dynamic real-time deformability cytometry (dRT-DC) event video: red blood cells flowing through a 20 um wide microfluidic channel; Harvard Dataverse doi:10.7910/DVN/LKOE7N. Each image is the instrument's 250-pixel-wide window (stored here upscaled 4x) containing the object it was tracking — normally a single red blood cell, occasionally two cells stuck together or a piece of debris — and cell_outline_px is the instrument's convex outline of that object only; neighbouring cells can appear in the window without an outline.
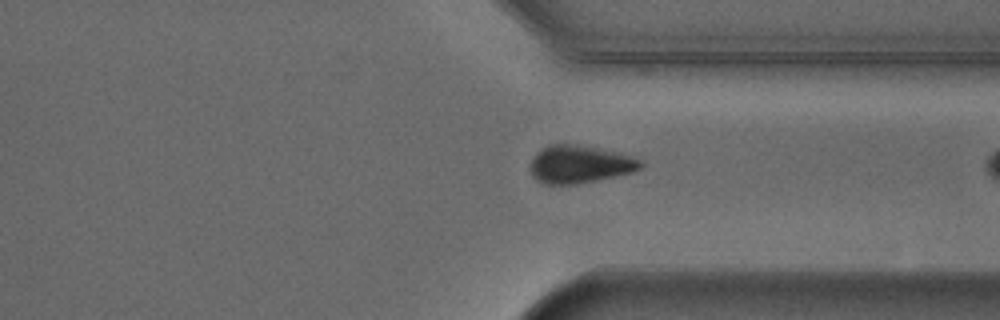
{"species": "Egyptian fruit bat (a non-hibernating species)", "species_latin": "Rousettus aegyptiacus", "temperature_condition": "cold", "stored_images_in_passage": 27, "segment_of_instrument_passage": [2, 2], "camera_frame_rate_fps": 3000, "um_per_image_px": 0.085, "animal": {"sex": "male"}, "frame": {"image": 1, "passage_image": 27, "time_ms": 8.667, "image_size_px": [1000, 320], "cell_outline_px": [[644, 164], [640, 168], [632, 172], [596, 180], [576, 184], [544, 184], [536, 180], [532, 176], [532, 160], [536, 152], [540, 148], [548, 144], [580, 144], [620, 152], [632, 156], [640, 160]], "centroid_in_image_um": [49.28, 13.94], "position_along_channel_um": 362.1, "area_um2": 24.39}}